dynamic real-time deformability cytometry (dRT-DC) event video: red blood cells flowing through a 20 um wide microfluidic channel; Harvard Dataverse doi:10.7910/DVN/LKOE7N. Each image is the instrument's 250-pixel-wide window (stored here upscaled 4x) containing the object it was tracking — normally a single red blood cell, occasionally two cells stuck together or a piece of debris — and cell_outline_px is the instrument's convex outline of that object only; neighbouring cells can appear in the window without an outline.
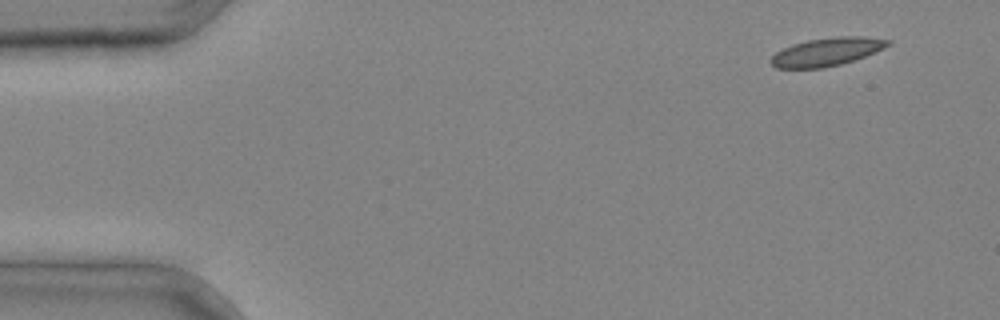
{"species": "common noctule bat (a hibernating species)", "species_latin": "Nyctalus noctula", "temperature_condition": "cold", "stored_images_in_passage": 4, "camera_frame_rate_fps": 3000, "um_per_image_px": 0.085, "animal": {"sex": "male", "body_mass_g": 20.4}, "frame": {"image": 1, "passage_image": 1, "time_ms": 0.0, "image_size_px": [1000, 320], "cell_outline_px": [[892, 44], [884, 48], [864, 56], [840, 64], [824, 68], [776, 68], [768, 60], [776, 52], [792, 44], [808, 40], [840, 36], [864, 36], [892, 40]], "centroid_in_image_um": [70.28, 4.4], "position_along_channel_um": 14.7, "area_um2": 19.13}}
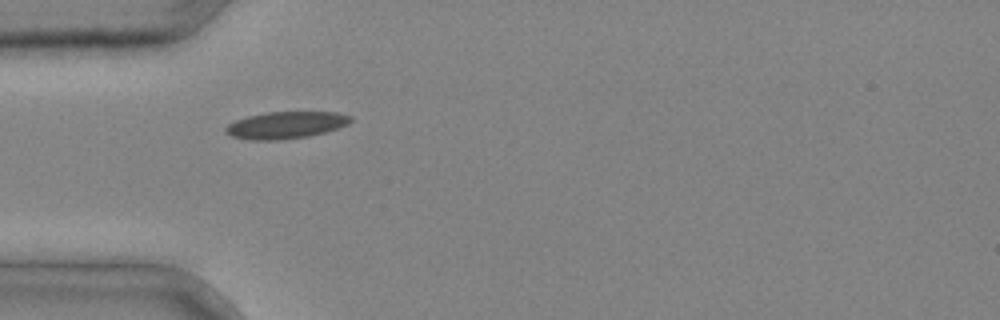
{"frame": {"image": 2, "passage_image": 3, "time_ms": 0.667, "image_size_px": [1000, 320], "cell_outline_px": [[352, 120], [348, 124], [324, 132], [308, 136], [276, 140], [252, 140], [232, 136], [224, 132], [224, 128], [228, 124], [236, 120], [248, 116], [268, 112], [336, 112], [352, 116]], "centroid_in_image_um": [24.28, 10.63], "position_along_channel_um": 60.7, "area_um2": 19.48}}